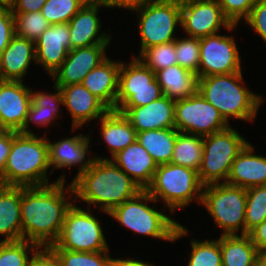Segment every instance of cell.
Listing matches in <instances>:
<instances>
[{"mask_svg":"<svg viewBox=\"0 0 266 266\" xmlns=\"http://www.w3.org/2000/svg\"><path fill=\"white\" fill-rule=\"evenodd\" d=\"M65 180L64 174L50 185L21 187L22 240L32 242L41 249L57 242L66 213L73 204L65 197L66 192L70 199L74 195L71 183L65 188Z\"/></svg>","mask_w":266,"mask_h":266,"instance_id":"cell-1","label":"cell"},{"mask_svg":"<svg viewBox=\"0 0 266 266\" xmlns=\"http://www.w3.org/2000/svg\"><path fill=\"white\" fill-rule=\"evenodd\" d=\"M74 201L77 198L109 214L115 207L142 191L140 186L111 159L94 157L90 167L73 178Z\"/></svg>","mask_w":266,"mask_h":266,"instance_id":"cell-2","label":"cell"},{"mask_svg":"<svg viewBox=\"0 0 266 266\" xmlns=\"http://www.w3.org/2000/svg\"><path fill=\"white\" fill-rule=\"evenodd\" d=\"M48 139L36 134L12 131V146L7 157L1 185L39 187L50 185Z\"/></svg>","mask_w":266,"mask_h":266,"instance_id":"cell-3","label":"cell"},{"mask_svg":"<svg viewBox=\"0 0 266 266\" xmlns=\"http://www.w3.org/2000/svg\"><path fill=\"white\" fill-rule=\"evenodd\" d=\"M242 71L198 78L197 91L228 123L230 117L254 121L262 98L243 86Z\"/></svg>","mask_w":266,"mask_h":266,"instance_id":"cell-4","label":"cell"},{"mask_svg":"<svg viewBox=\"0 0 266 266\" xmlns=\"http://www.w3.org/2000/svg\"><path fill=\"white\" fill-rule=\"evenodd\" d=\"M145 202V203H144ZM148 202H157L146 190L115 207L108 215L134 233L166 241H176L188 234V230L168 215L150 207Z\"/></svg>","mask_w":266,"mask_h":266,"instance_id":"cell-5","label":"cell"},{"mask_svg":"<svg viewBox=\"0 0 266 266\" xmlns=\"http://www.w3.org/2000/svg\"><path fill=\"white\" fill-rule=\"evenodd\" d=\"M203 187L197 171L168 163L158 165L146 191L154 200H164L169 210L175 213L177 208L190 205L194 199L201 204Z\"/></svg>","mask_w":266,"mask_h":266,"instance_id":"cell-6","label":"cell"},{"mask_svg":"<svg viewBox=\"0 0 266 266\" xmlns=\"http://www.w3.org/2000/svg\"><path fill=\"white\" fill-rule=\"evenodd\" d=\"M248 142L231 126L203 137V156L198 170L205 185L226 183L232 163ZM220 180V181H219Z\"/></svg>","mask_w":266,"mask_h":266,"instance_id":"cell-7","label":"cell"},{"mask_svg":"<svg viewBox=\"0 0 266 266\" xmlns=\"http://www.w3.org/2000/svg\"><path fill=\"white\" fill-rule=\"evenodd\" d=\"M246 203V189L242 187L222 182L203 187L201 205L223 230L221 235H238V231L245 235Z\"/></svg>","mask_w":266,"mask_h":266,"instance_id":"cell-8","label":"cell"},{"mask_svg":"<svg viewBox=\"0 0 266 266\" xmlns=\"http://www.w3.org/2000/svg\"><path fill=\"white\" fill-rule=\"evenodd\" d=\"M100 221L89 210L72 204L68 209L57 242L49 249L78 252L109 251Z\"/></svg>","mask_w":266,"mask_h":266,"instance_id":"cell-9","label":"cell"},{"mask_svg":"<svg viewBox=\"0 0 266 266\" xmlns=\"http://www.w3.org/2000/svg\"><path fill=\"white\" fill-rule=\"evenodd\" d=\"M132 11L139 14L140 54L151 46L176 40L174 31L181 24V0H155Z\"/></svg>","mask_w":266,"mask_h":266,"instance_id":"cell-10","label":"cell"},{"mask_svg":"<svg viewBox=\"0 0 266 266\" xmlns=\"http://www.w3.org/2000/svg\"><path fill=\"white\" fill-rule=\"evenodd\" d=\"M163 95L155 72L139 58L132 57L127 65L121 63L118 81L116 110L147 105Z\"/></svg>","mask_w":266,"mask_h":266,"instance_id":"cell-11","label":"cell"},{"mask_svg":"<svg viewBox=\"0 0 266 266\" xmlns=\"http://www.w3.org/2000/svg\"><path fill=\"white\" fill-rule=\"evenodd\" d=\"M175 129L198 136H208L230 125L220 112L197 91L190 97L176 100Z\"/></svg>","mask_w":266,"mask_h":266,"instance_id":"cell-12","label":"cell"},{"mask_svg":"<svg viewBox=\"0 0 266 266\" xmlns=\"http://www.w3.org/2000/svg\"><path fill=\"white\" fill-rule=\"evenodd\" d=\"M180 26L188 36L200 39L217 34L221 26L231 32L238 25L224 16L217 0H181Z\"/></svg>","mask_w":266,"mask_h":266,"instance_id":"cell-13","label":"cell"},{"mask_svg":"<svg viewBox=\"0 0 266 266\" xmlns=\"http://www.w3.org/2000/svg\"><path fill=\"white\" fill-rule=\"evenodd\" d=\"M242 71L234 37L213 34L200 38L199 77Z\"/></svg>","mask_w":266,"mask_h":266,"instance_id":"cell-14","label":"cell"},{"mask_svg":"<svg viewBox=\"0 0 266 266\" xmlns=\"http://www.w3.org/2000/svg\"><path fill=\"white\" fill-rule=\"evenodd\" d=\"M109 44L71 49L61 66L52 74L57 86L81 84L85 76L107 58Z\"/></svg>","mask_w":266,"mask_h":266,"instance_id":"cell-15","label":"cell"},{"mask_svg":"<svg viewBox=\"0 0 266 266\" xmlns=\"http://www.w3.org/2000/svg\"><path fill=\"white\" fill-rule=\"evenodd\" d=\"M100 6L108 7L104 0H88L68 22L71 49L110 44L111 35L99 32L101 21L97 14Z\"/></svg>","mask_w":266,"mask_h":266,"instance_id":"cell-16","label":"cell"},{"mask_svg":"<svg viewBox=\"0 0 266 266\" xmlns=\"http://www.w3.org/2000/svg\"><path fill=\"white\" fill-rule=\"evenodd\" d=\"M31 90L23 81L0 80V122L7 130L19 132L23 128Z\"/></svg>","mask_w":266,"mask_h":266,"instance_id":"cell-17","label":"cell"},{"mask_svg":"<svg viewBox=\"0 0 266 266\" xmlns=\"http://www.w3.org/2000/svg\"><path fill=\"white\" fill-rule=\"evenodd\" d=\"M71 50L68 23L51 24L35 41V63L51 75L61 66Z\"/></svg>","mask_w":266,"mask_h":266,"instance_id":"cell-18","label":"cell"},{"mask_svg":"<svg viewBox=\"0 0 266 266\" xmlns=\"http://www.w3.org/2000/svg\"><path fill=\"white\" fill-rule=\"evenodd\" d=\"M176 101L162 96L147 105L133 108H119L137 133L148 130L175 128Z\"/></svg>","mask_w":266,"mask_h":266,"instance_id":"cell-19","label":"cell"},{"mask_svg":"<svg viewBox=\"0 0 266 266\" xmlns=\"http://www.w3.org/2000/svg\"><path fill=\"white\" fill-rule=\"evenodd\" d=\"M63 105L68 108L72 117L73 129L77 130L84 123L93 119H100L109 109L95 97L82 84H70L67 86H59Z\"/></svg>","mask_w":266,"mask_h":266,"instance_id":"cell-20","label":"cell"},{"mask_svg":"<svg viewBox=\"0 0 266 266\" xmlns=\"http://www.w3.org/2000/svg\"><path fill=\"white\" fill-rule=\"evenodd\" d=\"M90 135H76L62 139L49 145V164L52 167L51 174L57 168H71L73 165H79V170L75 178L86 171L92 164L94 157L86 160V153L89 150ZM85 160V161H84Z\"/></svg>","mask_w":266,"mask_h":266,"instance_id":"cell-21","label":"cell"},{"mask_svg":"<svg viewBox=\"0 0 266 266\" xmlns=\"http://www.w3.org/2000/svg\"><path fill=\"white\" fill-rule=\"evenodd\" d=\"M110 159L142 190H146L151 184L158 167L151 155L137 140Z\"/></svg>","mask_w":266,"mask_h":266,"instance_id":"cell-22","label":"cell"},{"mask_svg":"<svg viewBox=\"0 0 266 266\" xmlns=\"http://www.w3.org/2000/svg\"><path fill=\"white\" fill-rule=\"evenodd\" d=\"M120 67L121 62L110 60L107 57L81 82L109 110H116Z\"/></svg>","mask_w":266,"mask_h":266,"instance_id":"cell-23","label":"cell"},{"mask_svg":"<svg viewBox=\"0 0 266 266\" xmlns=\"http://www.w3.org/2000/svg\"><path fill=\"white\" fill-rule=\"evenodd\" d=\"M226 184L244 189L266 185V157L255 155L248 142L232 163Z\"/></svg>","mask_w":266,"mask_h":266,"instance_id":"cell-24","label":"cell"},{"mask_svg":"<svg viewBox=\"0 0 266 266\" xmlns=\"http://www.w3.org/2000/svg\"><path fill=\"white\" fill-rule=\"evenodd\" d=\"M32 60L35 42L15 35L0 57V80L22 81Z\"/></svg>","mask_w":266,"mask_h":266,"instance_id":"cell-25","label":"cell"},{"mask_svg":"<svg viewBox=\"0 0 266 266\" xmlns=\"http://www.w3.org/2000/svg\"><path fill=\"white\" fill-rule=\"evenodd\" d=\"M21 187L0 184V235L2 242L22 240Z\"/></svg>","mask_w":266,"mask_h":266,"instance_id":"cell-26","label":"cell"},{"mask_svg":"<svg viewBox=\"0 0 266 266\" xmlns=\"http://www.w3.org/2000/svg\"><path fill=\"white\" fill-rule=\"evenodd\" d=\"M99 121L101 136L112 157L136 141V130L118 110H109Z\"/></svg>","mask_w":266,"mask_h":266,"instance_id":"cell-27","label":"cell"},{"mask_svg":"<svg viewBox=\"0 0 266 266\" xmlns=\"http://www.w3.org/2000/svg\"><path fill=\"white\" fill-rule=\"evenodd\" d=\"M155 74L163 95L175 101L197 92L198 76L178 64L161 69Z\"/></svg>","mask_w":266,"mask_h":266,"instance_id":"cell-28","label":"cell"},{"mask_svg":"<svg viewBox=\"0 0 266 266\" xmlns=\"http://www.w3.org/2000/svg\"><path fill=\"white\" fill-rule=\"evenodd\" d=\"M54 87L55 94H45L44 92L31 90V104L24 126L19 131L20 133L34 134L29 128L30 122L37 124L39 127H48L50 122L58 117L59 104H63V97L59 86L54 84Z\"/></svg>","mask_w":266,"mask_h":266,"instance_id":"cell-29","label":"cell"},{"mask_svg":"<svg viewBox=\"0 0 266 266\" xmlns=\"http://www.w3.org/2000/svg\"><path fill=\"white\" fill-rule=\"evenodd\" d=\"M220 236L222 266H255L260 253L248 234Z\"/></svg>","mask_w":266,"mask_h":266,"instance_id":"cell-30","label":"cell"},{"mask_svg":"<svg viewBox=\"0 0 266 266\" xmlns=\"http://www.w3.org/2000/svg\"><path fill=\"white\" fill-rule=\"evenodd\" d=\"M177 133L175 128L142 131L137 133L136 140L151 155L157 165L168 164L173 156Z\"/></svg>","mask_w":266,"mask_h":266,"instance_id":"cell-31","label":"cell"},{"mask_svg":"<svg viewBox=\"0 0 266 266\" xmlns=\"http://www.w3.org/2000/svg\"><path fill=\"white\" fill-rule=\"evenodd\" d=\"M203 156V137L178 131L173 149L172 164L198 172Z\"/></svg>","mask_w":266,"mask_h":266,"instance_id":"cell-32","label":"cell"},{"mask_svg":"<svg viewBox=\"0 0 266 266\" xmlns=\"http://www.w3.org/2000/svg\"><path fill=\"white\" fill-rule=\"evenodd\" d=\"M245 235L266 221V185L246 189Z\"/></svg>","mask_w":266,"mask_h":266,"instance_id":"cell-33","label":"cell"},{"mask_svg":"<svg viewBox=\"0 0 266 266\" xmlns=\"http://www.w3.org/2000/svg\"><path fill=\"white\" fill-rule=\"evenodd\" d=\"M58 258L61 266H112L108 251L78 252L64 249H50Z\"/></svg>","mask_w":266,"mask_h":266,"instance_id":"cell-34","label":"cell"},{"mask_svg":"<svg viewBox=\"0 0 266 266\" xmlns=\"http://www.w3.org/2000/svg\"><path fill=\"white\" fill-rule=\"evenodd\" d=\"M39 249L38 245L26 240L15 242L0 240V266H27L31 259L29 254H35Z\"/></svg>","mask_w":266,"mask_h":266,"instance_id":"cell-35","label":"cell"},{"mask_svg":"<svg viewBox=\"0 0 266 266\" xmlns=\"http://www.w3.org/2000/svg\"><path fill=\"white\" fill-rule=\"evenodd\" d=\"M13 14L15 35L34 42L51 25L42 15L41 11Z\"/></svg>","mask_w":266,"mask_h":266,"instance_id":"cell-36","label":"cell"},{"mask_svg":"<svg viewBox=\"0 0 266 266\" xmlns=\"http://www.w3.org/2000/svg\"><path fill=\"white\" fill-rule=\"evenodd\" d=\"M88 0H47L41 9L50 24L68 23Z\"/></svg>","mask_w":266,"mask_h":266,"instance_id":"cell-37","label":"cell"},{"mask_svg":"<svg viewBox=\"0 0 266 266\" xmlns=\"http://www.w3.org/2000/svg\"><path fill=\"white\" fill-rule=\"evenodd\" d=\"M175 55V41H173L151 46L139 54L137 58L156 73L161 69L177 64Z\"/></svg>","mask_w":266,"mask_h":266,"instance_id":"cell-38","label":"cell"},{"mask_svg":"<svg viewBox=\"0 0 266 266\" xmlns=\"http://www.w3.org/2000/svg\"><path fill=\"white\" fill-rule=\"evenodd\" d=\"M191 241V255L188 266H222L218 240Z\"/></svg>","mask_w":266,"mask_h":266,"instance_id":"cell-39","label":"cell"},{"mask_svg":"<svg viewBox=\"0 0 266 266\" xmlns=\"http://www.w3.org/2000/svg\"><path fill=\"white\" fill-rule=\"evenodd\" d=\"M175 53L177 64L199 78L200 39L187 36L182 39L176 38Z\"/></svg>","mask_w":266,"mask_h":266,"instance_id":"cell-40","label":"cell"},{"mask_svg":"<svg viewBox=\"0 0 266 266\" xmlns=\"http://www.w3.org/2000/svg\"><path fill=\"white\" fill-rule=\"evenodd\" d=\"M221 6L224 16L231 24H238L245 20L258 0H217Z\"/></svg>","mask_w":266,"mask_h":266,"instance_id":"cell-41","label":"cell"},{"mask_svg":"<svg viewBox=\"0 0 266 266\" xmlns=\"http://www.w3.org/2000/svg\"><path fill=\"white\" fill-rule=\"evenodd\" d=\"M14 36V14L9 5H0V57Z\"/></svg>","mask_w":266,"mask_h":266,"instance_id":"cell-42","label":"cell"},{"mask_svg":"<svg viewBox=\"0 0 266 266\" xmlns=\"http://www.w3.org/2000/svg\"><path fill=\"white\" fill-rule=\"evenodd\" d=\"M266 43V0H258L244 20Z\"/></svg>","mask_w":266,"mask_h":266,"instance_id":"cell-43","label":"cell"},{"mask_svg":"<svg viewBox=\"0 0 266 266\" xmlns=\"http://www.w3.org/2000/svg\"><path fill=\"white\" fill-rule=\"evenodd\" d=\"M42 249L32 254L27 266H61L58 258L49 248Z\"/></svg>","mask_w":266,"mask_h":266,"instance_id":"cell-44","label":"cell"},{"mask_svg":"<svg viewBox=\"0 0 266 266\" xmlns=\"http://www.w3.org/2000/svg\"><path fill=\"white\" fill-rule=\"evenodd\" d=\"M47 0H13L9 6L12 13H30L41 11Z\"/></svg>","mask_w":266,"mask_h":266,"instance_id":"cell-45","label":"cell"},{"mask_svg":"<svg viewBox=\"0 0 266 266\" xmlns=\"http://www.w3.org/2000/svg\"><path fill=\"white\" fill-rule=\"evenodd\" d=\"M248 235L260 255L266 251V221L255 227Z\"/></svg>","mask_w":266,"mask_h":266,"instance_id":"cell-46","label":"cell"},{"mask_svg":"<svg viewBox=\"0 0 266 266\" xmlns=\"http://www.w3.org/2000/svg\"><path fill=\"white\" fill-rule=\"evenodd\" d=\"M12 146V130H7L0 136V184L7 157Z\"/></svg>","mask_w":266,"mask_h":266,"instance_id":"cell-47","label":"cell"},{"mask_svg":"<svg viewBox=\"0 0 266 266\" xmlns=\"http://www.w3.org/2000/svg\"><path fill=\"white\" fill-rule=\"evenodd\" d=\"M155 0H104L108 8L119 7L133 10Z\"/></svg>","mask_w":266,"mask_h":266,"instance_id":"cell-48","label":"cell"},{"mask_svg":"<svg viewBox=\"0 0 266 266\" xmlns=\"http://www.w3.org/2000/svg\"><path fill=\"white\" fill-rule=\"evenodd\" d=\"M112 266H154L150 263L143 262L135 259H114L112 260Z\"/></svg>","mask_w":266,"mask_h":266,"instance_id":"cell-49","label":"cell"},{"mask_svg":"<svg viewBox=\"0 0 266 266\" xmlns=\"http://www.w3.org/2000/svg\"><path fill=\"white\" fill-rule=\"evenodd\" d=\"M255 266H266V260L260 255L256 260Z\"/></svg>","mask_w":266,"mask_h":266,"instance_id":"cell-50","label":"cell"},{"mask_svg":"<svg viewBox=\"0 0 266 266\" xmlns=\"http://www.w3.org/2000/svg\"><path fill=\"white\" fill-rule=\"evenodd\" d=\"M6 131H7V129L0 122V136L3 135Z\"/></svg>","mask_w":266,"mask_h":266,"instance_id":"cell-51","label":"cell"},{"mask_svg":"<svg viewBox=\"0 0 266 266\" xmlns=\"http://www.w3.org/2000/svg\"><path fill=\"white\" fill-rule=\"evenodd\" d=\"M13 0H0V5H9Z\"/></svg>","mask_w":266,"mask_h":266,"instance_id":"cell-52","label":"cell"},{"mask_svg":"<svg viewBox=\"0 0 266 266\" xmlns=\"http://www.w3.org/2000/svg\"><path fill=\"white\" fill-rule=\"evenodd\" d=\"M261 256L266 260V251L261 254Z\"/></svg>","mask_w":266,"mask_h":266,"instance_id":"cell-53","label":"cell"}]
</instances>
